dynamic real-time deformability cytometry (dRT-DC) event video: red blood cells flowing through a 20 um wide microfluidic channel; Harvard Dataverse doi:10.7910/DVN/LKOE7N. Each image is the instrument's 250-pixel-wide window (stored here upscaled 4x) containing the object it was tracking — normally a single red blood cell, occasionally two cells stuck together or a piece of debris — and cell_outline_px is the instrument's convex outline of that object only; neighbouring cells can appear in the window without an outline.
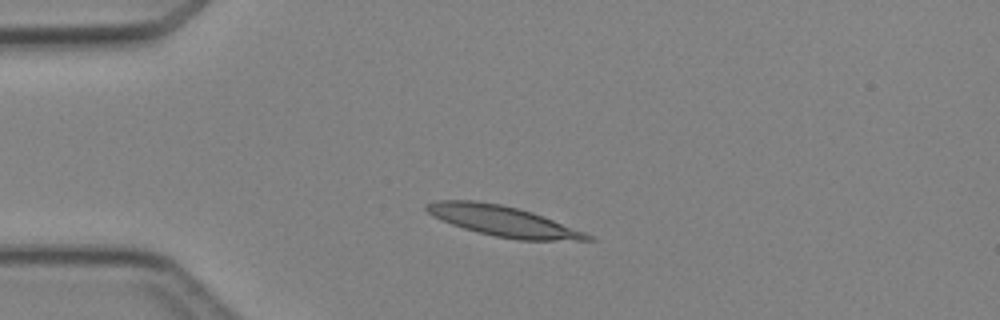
{"species": "Egyptian fruit bat (a non-hibernating species)", "species_latin": "Rousettus aegyptiacus", "temperature_condition": "cold", "stored_images_in_passage": 4, "camera_frame_rate_fps": 3000, "um_per_image_px": 0.085, "animal": {"sex": "female"}, "frame": {"image": 1, "passage_image": 1, "time_ms": 0.0, "image_size_px": [1000, 320], "cell_outline_px": [[596, 240], [516, 240], [496, 236], [464, 228], [452, 224], [432, 216], [424, 208], [424, 204], [436, 200], [476, 200], [500, 204], [532, 212], [584, 232], [592, 236]], "centroid_in_image_um": [42.71, 18.78], "position_along_channel_um": 42.3, "area_um2": 28.15}}
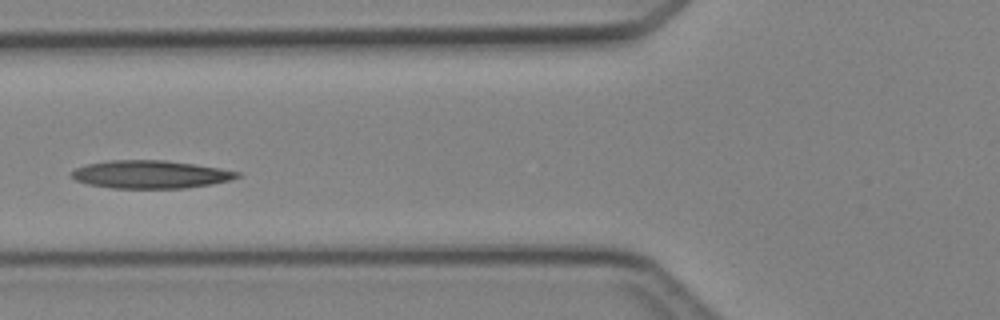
{"frame": {"image": 2, "passage_image": 3, "time_ms": 2.333, "image_size_px": [1000, 320], "cell_outline_px": [[240, 176], [228, 180], [212, 184], [184, 188], [112, 188], [88, 184], [76, 180], [72, 176], [72, 172], [76, 168], [88, 164], [112, 160], [164, 160], [196, 164], [220, 168], [240, 172]], "centroid_in_image_um": [12.81, 14.82], "position_along_channel_um": 113.0, "area_um2": 26.76}}
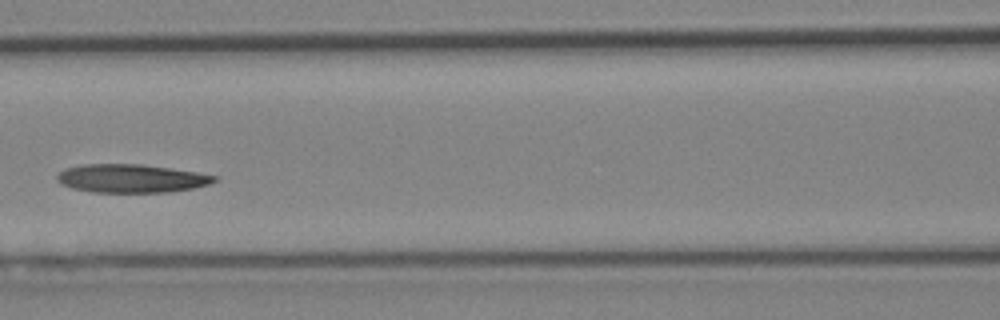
{"frame": {"image": 3, "passage_image": 4, "time_ms": 3.333, "image_size_px": [1000, 320], "cell_outline_px": [[220, 176], [216, 180], [208, 184], [192, 188], [168, 192], [92, 192], [72, 188], [60, 184], [56, 180], [56, 176], [64, 168], [80, 164], [144, 164], [196, 172]], "centroid_in_image_um": [11.12, 15.16], "position_along_channel_um": 155.5, "area_um2": 26.13}}